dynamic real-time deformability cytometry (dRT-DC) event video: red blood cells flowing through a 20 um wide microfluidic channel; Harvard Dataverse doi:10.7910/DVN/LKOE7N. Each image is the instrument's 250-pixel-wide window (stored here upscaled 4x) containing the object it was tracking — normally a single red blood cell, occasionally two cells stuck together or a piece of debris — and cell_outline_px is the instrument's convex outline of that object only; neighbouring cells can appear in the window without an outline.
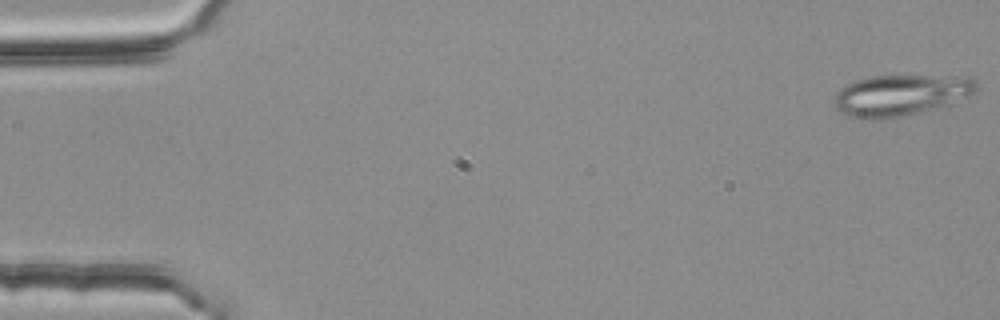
{"species": "common noctule bat (a hibernating species)", "species_latin": "Nyctalus noctula", "temperature_condition": "room temperature", "stored_images_in_passage": 54, "camera_frame_rate_fps": 3000, "um_per_image_px": 0.085, "animal": {"sex": "female", "body_mass_g": 25.1}, "frame": {"image": 1, "passage_image": 1, "time_ms": 0.0, "image_size_px": [1000, 320], "cell_outline_px": [[980, 88], [976, 92], [968, 96], [940, 108], [884, 120], [872, 120], [848, 116], [840, 112], [836, 108], [832, 100], [832, 96], [840, 88], [856, 80], [872, 76], [972, 76], [980, 84]], "centroid_in_image_um": [76.59, 8.1], "position_along_channel_um": 8.4, "area_um2": 34.85}}
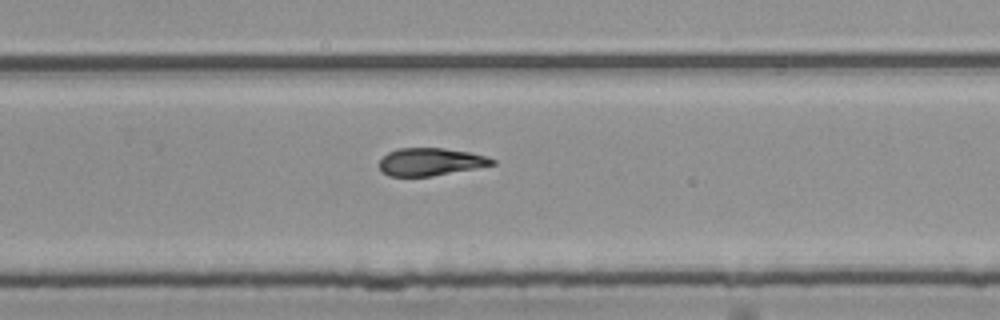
{"frame": {"image": 2, "passage_image": 35, "time_ms": 11.333, "image_size_px": [1000, 320], "cell_outline_px": [[496, 164], [476, 168], [432, 176], [388, 176], [380, 172], [380, 160], [388, 152], [400, 148], [444, 148], [468, 152], [488, 156], [496, 160]], "centroid_in_image_um": [36.6, 13.76], "position_along_channel_um": 293.2, "area_um2": 18.21}}
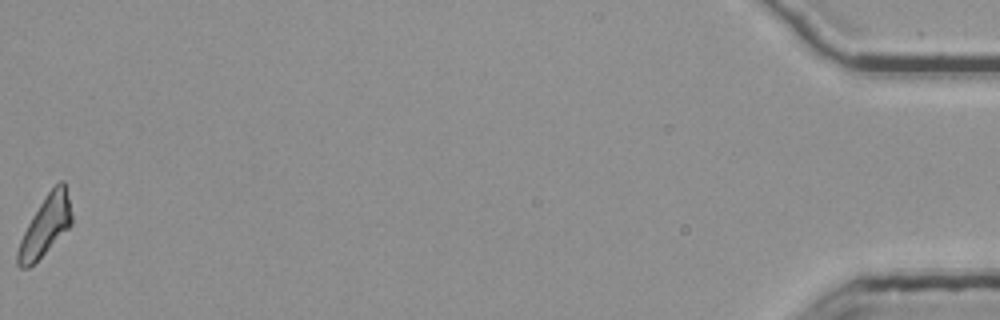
{"frame": {"image": 3, "passage_image": 54, "time_ms": 17.667, "image_size_px": [1000, 320], "cell_outline_px": [[72, 224], [28, 268], [20, 268], [16, 264], [16, 252], [20, 240], [32, 216], [48, 192], [60, 180], [64, 180], [72, 212]], "centroid_in_image_um": [3.84, 19.19], "position_along_channel_um": 431.4, "area_um2": 18.26}, "authors_computed_cell_mechanics": {"area_um2": 19.363, "velocity_mm_per_s": 3.807, "shape_relaxation_time_tau1_ms": null, "shape_relaxation_time_tau2_ms": 6.0721, "deformation_change_tau1": null, "deformation_change_tau2": 0.1412}}